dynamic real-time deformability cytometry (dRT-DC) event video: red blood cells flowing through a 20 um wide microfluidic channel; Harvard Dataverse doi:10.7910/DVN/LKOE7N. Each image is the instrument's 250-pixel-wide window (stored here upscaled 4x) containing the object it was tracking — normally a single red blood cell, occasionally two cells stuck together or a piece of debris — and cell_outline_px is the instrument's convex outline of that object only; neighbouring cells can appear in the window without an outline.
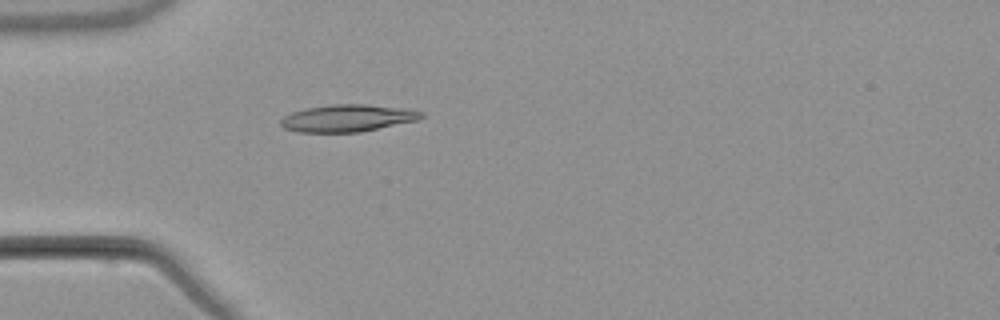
{"species": "common noctule bat (a hibernating species)", "species_latin": "Nyctalus noctula", "temperature_condition": "warm", "stored_images_in_passage": 1, "camera_frame_rate_fps": 3000, "um_per_image_px": 0.085, "animal": {"sex": "male", "body_mass_g": 21.5, "forearm_length_mm": 52.0}, "frame": {"image": 1, "passage_image": 1, "time_ms": 0.0, "image_size_px": [1000, 320], "cell_outline_px": [[424, 116], [416, 120], [360, 132], [300, 132], [284, 128], [280, 124], [280, 120], [284, 116], [292, 112], [304, 108], [332, 104], [364, 104], [408, 108], [424, 112]], "centroid_in_image_um": [29.54, 10.03], "position_along_channel_um": 55.5, "area_um2": 22.25}}